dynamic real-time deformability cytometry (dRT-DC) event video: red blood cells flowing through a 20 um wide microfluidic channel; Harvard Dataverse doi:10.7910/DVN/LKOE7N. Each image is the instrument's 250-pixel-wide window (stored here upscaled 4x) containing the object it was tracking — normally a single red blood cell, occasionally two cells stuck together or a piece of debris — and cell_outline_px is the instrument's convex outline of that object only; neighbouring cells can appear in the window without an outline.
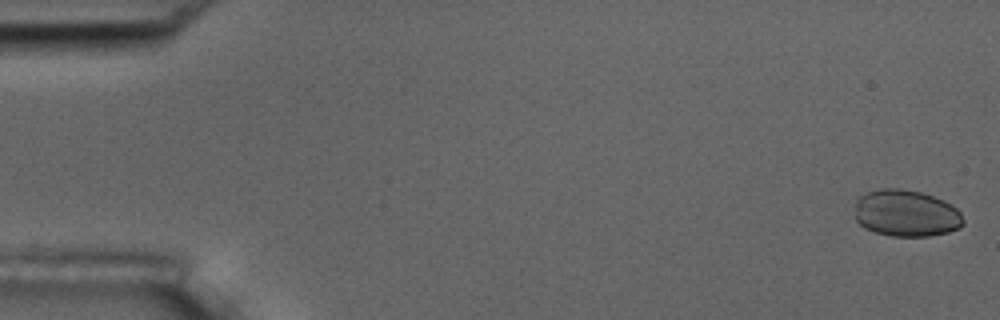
{"species": "common noctule bat (a hibernating species)", "species_latin": "Nyctalus noctula", "temperature_condition": "room temperature", "stored_images_in_passage": 6, "camera_frame_rate_fps": 3000, "um_per_image_px": 0.085, "animal": {"sex": "male", "body_mass_g": 17.5, "forearm_length_mm": 52.3}, "frame": {"image": 1, "passage_image": 1, "time_ms": 0.0, "image_size_px": [1000, 320], "cell_outline_px": [[964, 224], [960, 228], [948, 232], [928, 236], [892, 236], [876, 232], [864, 228], [856, 220], [856, 200], [860, 196], [868, 192], [880, 188], [900, 188], [920, 192], [944, 200], [956, 208], [960, 212], [964, 220]], "centroid_in_image_um": [77.03, 18.13], "position_along_channel_um": 8.0, "area_um2": 29.59}}